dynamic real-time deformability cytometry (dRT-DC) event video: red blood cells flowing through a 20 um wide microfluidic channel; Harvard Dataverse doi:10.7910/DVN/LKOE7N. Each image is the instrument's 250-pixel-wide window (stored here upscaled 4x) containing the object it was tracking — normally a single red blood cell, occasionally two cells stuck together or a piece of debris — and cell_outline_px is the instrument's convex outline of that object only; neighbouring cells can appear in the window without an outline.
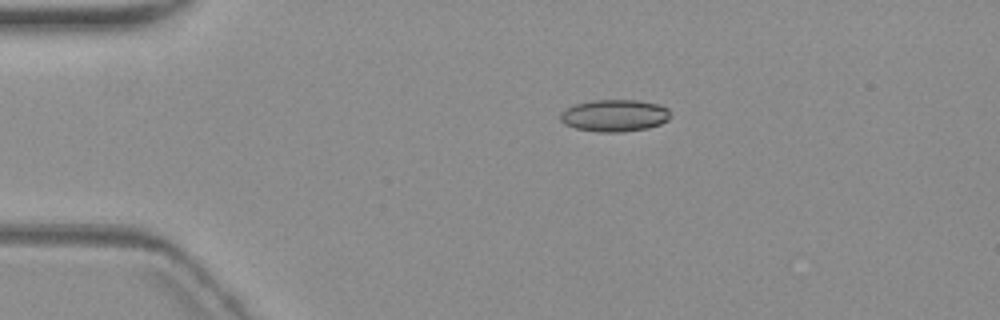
{"species": "common noctule bat (a hibernating species)", "species_latin": "Nyctalus noctula", "temperature_condition": "warm", "stored_images_in_passage": 7, "camera_frame_rate_fps": 3000, "um_per_image_px": 0.085, "animal": {"sex": "female", "body_mass_g": 19.3, "forearm_length_mm": 54.1}, "frame": {"image": 1, "passage_image": 4, "time_ms": 3.333, "image_size_px": [1000, 320], "cell_outline_px": [[672, 116], [668, 120], [660, 124], [648, 128], [620, 132], [600, 132], [576, 128], [564, 124], [560, 120], [560, 112], [576, 104], [592, 100], [636, 100], [660, 104], [668, 108]], "centroid_in_image_um": [52.27, 9.82], "position_along_channel_um": 32.7, "area_um2": 20.63}}
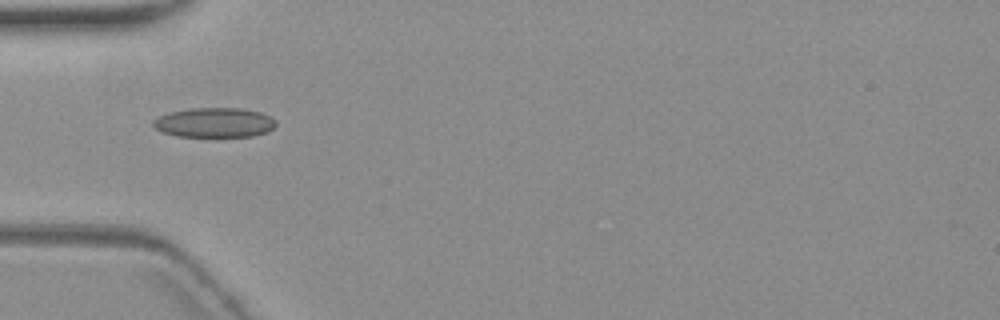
{"frame": {"image": 2, "passage_image": 6, "time_ms": 5.667, "image_size_px": [1000, 320], "cell_outline_px": [[276, 124], [268, 132], [252, 136], [176, 136], [160, 132], [152, 124], [152, 120], [168, 112], [188, 108], [240, 108], [260, 112], [272, 116], [276, 120]], "centroid_in_image_um": [18.22, 10.41], "position_along_channel_um": 66.8, "area_um2": 21.39}}
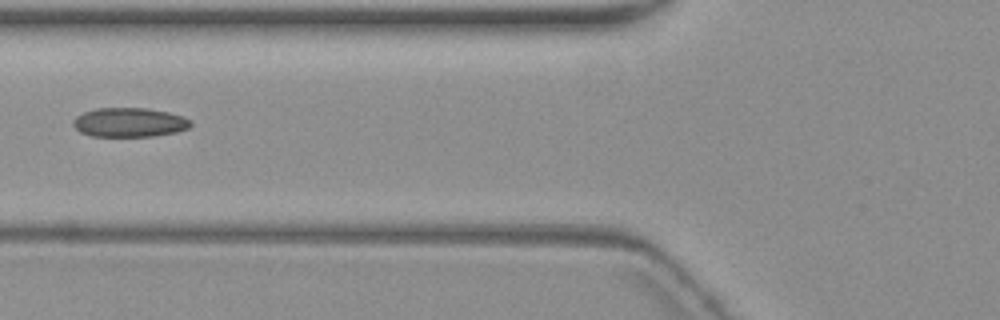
{"frame": {"image": 3, "passage_image": 7, "time_ms": 7.0, "image_size_px": [1000, 320], "cell_outline_px": [[192, 124], [188, 128], [176, 132], [156, 136], [92, 136], [80, 132], [72, 124], [72, 120], [76, 116], [84, 112], [96, 108], [148, 108], [168, 112], [184, 116]], "centroid_in_image_um": [10.98, 10.4], "position_along_channel_um": 114.8, "area_um2": 20.06}}